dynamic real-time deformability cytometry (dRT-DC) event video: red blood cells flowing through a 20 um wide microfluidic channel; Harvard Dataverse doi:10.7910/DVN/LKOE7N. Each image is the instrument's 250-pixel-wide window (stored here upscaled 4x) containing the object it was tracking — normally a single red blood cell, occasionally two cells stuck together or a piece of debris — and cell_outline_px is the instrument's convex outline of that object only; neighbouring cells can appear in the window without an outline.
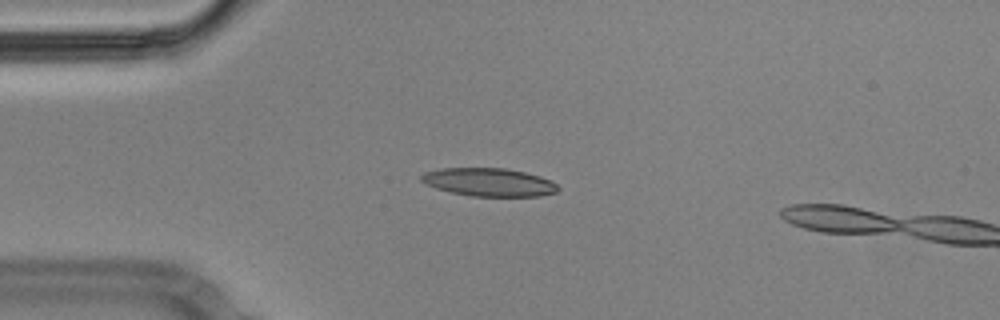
{"species": "Egyptian fruit bat (a non-hibernating species)", "species_latin": "Rousettus aegyptiacus", "temperature_condition": "cold", "stored_images_in_passage": 52, "camera_frame_rate_fps": 3000, "um_per_image_px": 0.085, "animal": {"sex": "male"}, "frame": {"image": 1, "passage_image": 14, "time_ms": 4.333, "image_size_px": [1000, 320], "cell_outline_px": [[560, 188], [556, 192], [540, 196], [468, 196], [436, 188], [424, 184], [420, 180], [420, 176], [424, 172], [440, 168], [504, 168], [524, 172], [540, 176], [552, 180]], "centroid_in_image_um": [41.54, 15.48], "position_along_channel_um": 43.5, "area_um2": 22.54}}
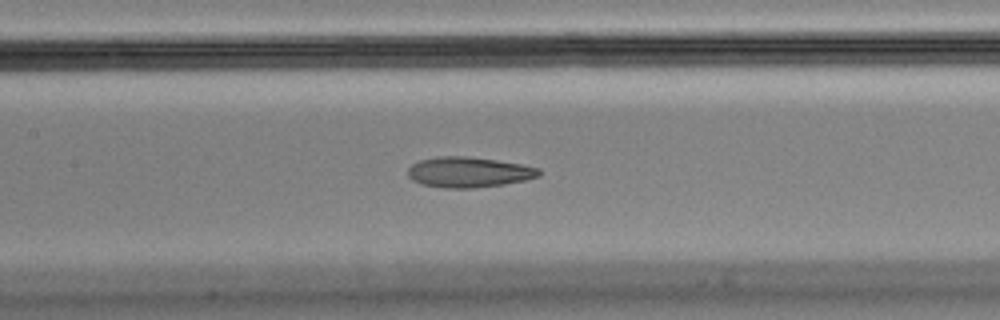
{"frame": {"image": 2, "passage_image": 26, "time_ms": 8.333, "image_size_px": [1000, 320], "cell_outline_px": [[540, 176], [528, 180], [504, 184], [472, 188], [444, 188], [420, 184], [412, 180], [408, 176], [408, 168], [412, 164], [420, 160], [436, 156], [468, 156], [496, 160], [520, 164], [540, 168]], "centroid_in_image_um": [39.83, 14.63], "position_along_channel_um": 167.6, "area_um2": 23.41}}
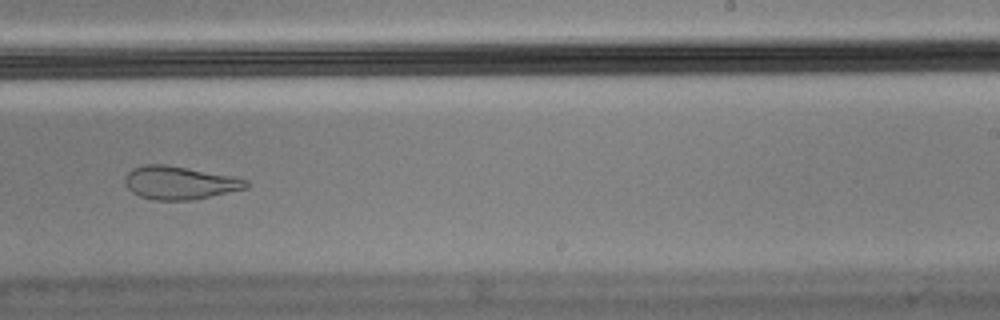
{"frame": {"image": 3, "passage_image": 35, "time_ms": 11.333, "image_size_px": [1000, 320], "cell_outline_px": [[248, 188], [192, 200], [152, 200], [140, 196], [132, 192], [124, 184], [124, 176], [132, 168], [144, 164], [164, 164], [232, 176], [248, 180]], "centroid_in_image_um": [15.23, 15.54], "position_along_channel_um": 273.8, "area_um2": 23.41}}